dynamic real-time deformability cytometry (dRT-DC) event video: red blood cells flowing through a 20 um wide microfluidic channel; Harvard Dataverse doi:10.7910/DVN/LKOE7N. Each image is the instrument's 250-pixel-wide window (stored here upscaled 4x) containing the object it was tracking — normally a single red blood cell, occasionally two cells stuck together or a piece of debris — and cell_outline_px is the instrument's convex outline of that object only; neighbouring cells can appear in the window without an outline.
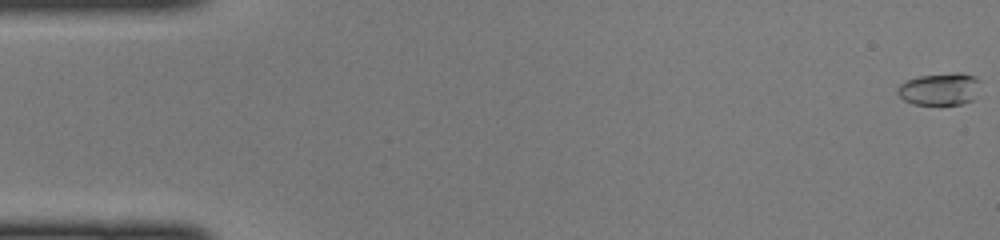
{"species": "common noctule bat (a hibernating species)", "species_latin": "Nyctalus noctula", "temperature_condition": "cold", "stored_images_in_passage": 13, "camera_frame_rate_fps": 3000, "um_per_image_px": 0.085, "animal": {"sex": "female", "body_mass_g": 22.0, "forearm_length_mm": 56.7}, "frame": {"image": 1, "passage_image": 1, "time_ms": 0.0, "image_size_px": [1000, 240], "cell_outline_px": [[980, 80], [976, 96], [972, 100], [964, 104], [912, 104], [904, 100], [896, 92], [900, 84], [908, 80], [920, 76], [956, 72], [960, 72], [976, 76]], "centroid_in_image_um": [79.91, 7.56], "position_along_channel_um": 5.1, "area_um2": 15.61}}
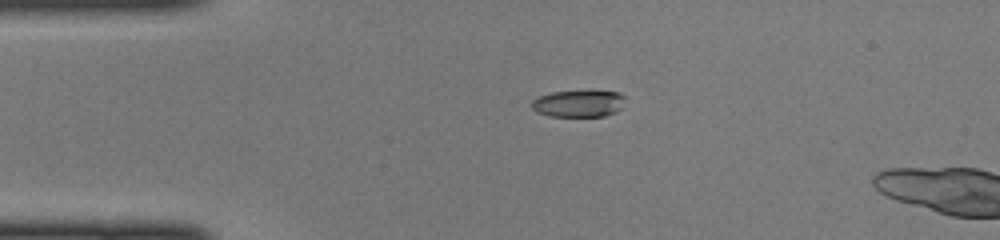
{"frame": {"image": 2, "passage_image": 11, "time_ms": 3.333, "image_size_px": [1000, 240], "cell_outline_px": [[624, 108], [616, 112], [604, 116], [548, 116], [536, 112], [532, 108], [532, 100], [540, 96], [552, 92], [620, 92], [624, 96]], "centroid_in_image_um": [49.2, 8.82], "position_along_channel_um": 35.8, "area_um2": 14.51}}